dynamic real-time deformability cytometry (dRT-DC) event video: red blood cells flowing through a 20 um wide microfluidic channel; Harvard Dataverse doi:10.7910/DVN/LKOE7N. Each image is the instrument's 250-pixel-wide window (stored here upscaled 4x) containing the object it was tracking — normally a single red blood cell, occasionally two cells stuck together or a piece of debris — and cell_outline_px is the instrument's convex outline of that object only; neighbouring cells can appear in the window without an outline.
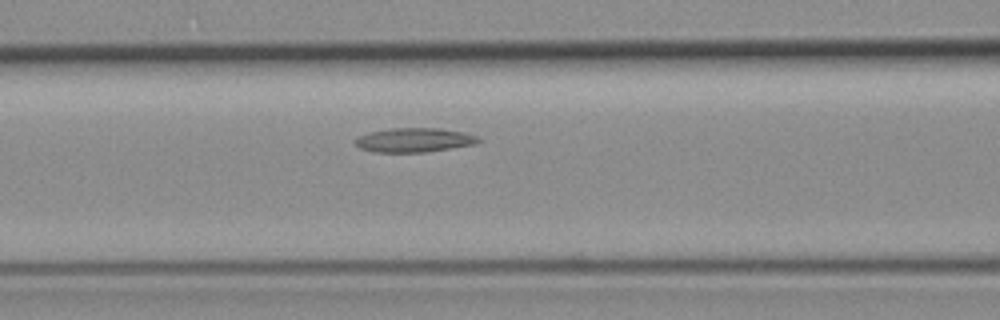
{"species": "common noctule bat (a hibernating species)", "species_latin": "Nyctalus noctula", "temperature_condition": "room temperature", "stored_images_in_passage": 5, "camera_frame_rate_fps": 3000, "um_per_image_px": 0.085, "animal": {"sex": "female", "body_mass_g": 19.3, "forearm_length_mm": 54.1}, "frame": {"image": 1, "passage_image": 5, "time_ms": 5.0, "image_size_px": [1000, 320], "cell_outline_px": [[480, 140], [476, 144], [424, 152], [376, 152], [360, 148], [352, 140], [356, 136], [368, 132], [388, 128], [440, 128], [464, 132], [476, 136]], "centroid_in_image_um": [35.14, 11.89], "position_along_channel_um": 131.5, "area_um2": 17.46}}